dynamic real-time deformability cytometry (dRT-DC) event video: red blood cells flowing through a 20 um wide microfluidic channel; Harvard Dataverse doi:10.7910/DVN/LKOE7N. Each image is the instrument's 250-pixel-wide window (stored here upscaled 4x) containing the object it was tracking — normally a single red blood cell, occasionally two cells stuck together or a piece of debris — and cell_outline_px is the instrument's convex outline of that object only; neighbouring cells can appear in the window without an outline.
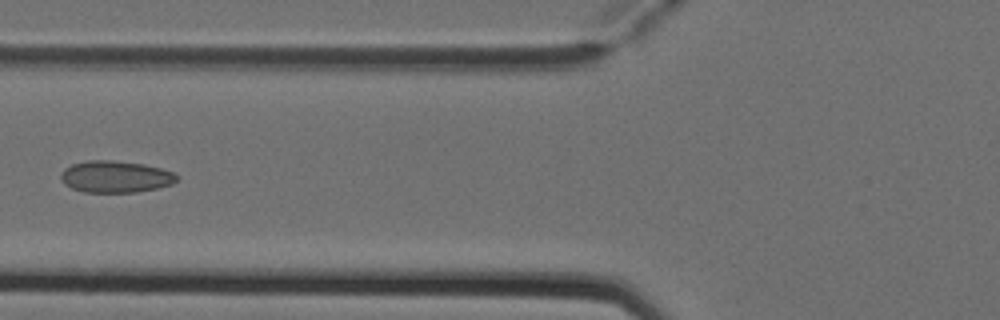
{"species": "Egyptian fruit bat (a non-hibernating species)", "species_latin": "Rousettus aegyptiacus", "temperature_condition": "cold", "stored_images_in_passage": 7, "camera_frame_rate_fps": 3000, "um_per_image_px": 0.085, "animal": {"sex": "female"}, "frame": {"image": 1, "passage_image": 6, "time_ms": 1.667, "image_size_px": [1000, 320], "cell_outline_px": [[176, 180], [172, 184], [156, 188], [136, 192], [84, 192], [72, 188], [64, 184], [60, 180], [60, 176], [64, 168], [72, 164], [88, 160], [112, 160], [144, 164], [160, 168], [172, 172], [176, 176]], "centroid_in_image_um": [9.77, 15.01], "position_along_channel_um": 116.0, "area_um2": 21.39}}
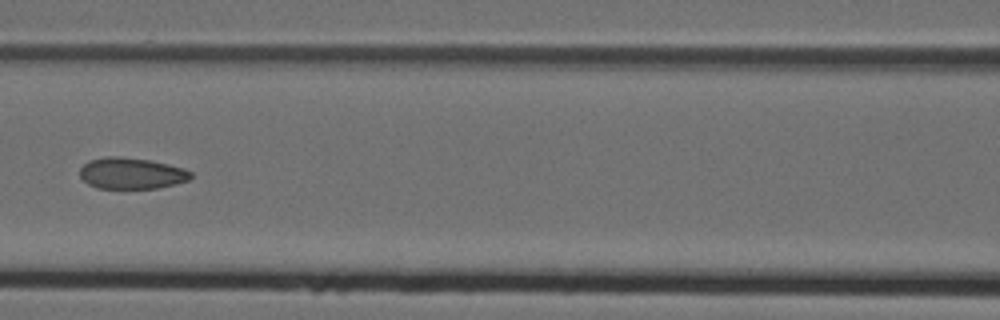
{"frame": {"image": 2, "passage_image": 7, "time_ms": 2.0, "image_size_px": [1000, 320], "cell_outline_px": [[192, 176], [188, 180], [156, 188], [96, 188], [88, 184], [80, 176], [80, 168], [88, 160], [104, 156], [120, 156], [148, 160], [168, 164], [184, 168], [192, 172]], "centroid_in_image_um": [11.14, 14.72], "position_along_channel_um": 155.5, "area_um2": 20.17}}